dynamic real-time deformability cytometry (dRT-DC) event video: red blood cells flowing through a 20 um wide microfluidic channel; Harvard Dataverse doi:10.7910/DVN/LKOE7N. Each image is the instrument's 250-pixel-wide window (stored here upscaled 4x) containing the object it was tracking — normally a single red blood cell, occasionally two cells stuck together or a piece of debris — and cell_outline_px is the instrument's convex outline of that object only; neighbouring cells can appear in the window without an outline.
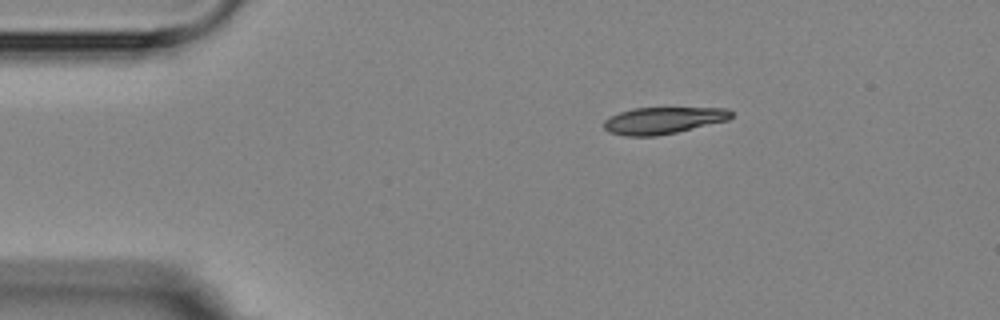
{"species": "Egyptian fruit bat (a non-hibernating species)", "species_latin": "Rousettus aegyptiacus", "temperature_condition": "room temperature", "stored_images_in_passage": 2, "camera_frame_rate_fps": 3000, "um_per_image_px": 0.085, "animal": {"sex": "female"}, "frame": {"image": 1, "passage_image": 1, "time_ms": 0.0, "image_size_px": [1000, 320], "cell_outline_px": [[732, 116], [728, 120], [676, 132], [656, 136], [624, 136], [608, 132], [604, 128], [604, 120], [608, 116], [632, 108], [728, 108], [732, 112]], "centroid_in_image_um": [56.33, 10.24], "position_along_channel_um": 28.7, "area_um2": 19.88}}